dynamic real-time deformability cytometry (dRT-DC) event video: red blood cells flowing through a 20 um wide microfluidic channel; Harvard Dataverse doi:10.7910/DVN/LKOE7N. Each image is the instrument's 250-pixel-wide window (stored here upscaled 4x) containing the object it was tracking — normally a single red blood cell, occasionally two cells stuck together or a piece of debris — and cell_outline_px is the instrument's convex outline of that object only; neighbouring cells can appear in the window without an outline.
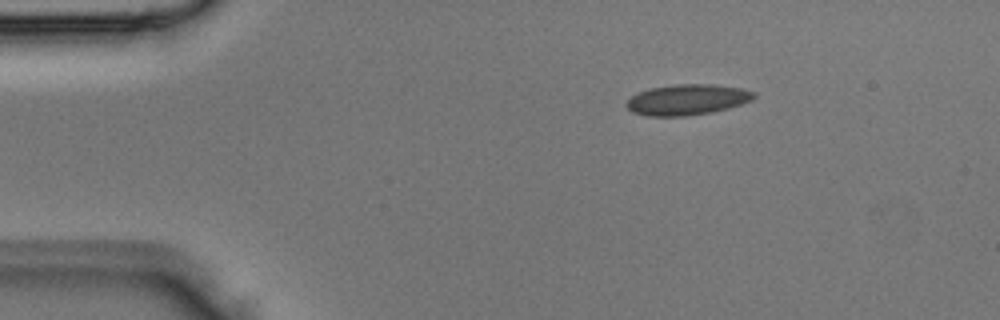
{"species": "Egyptian fruit bat (a non-hibernating species)", "species_latin": "Rousettus aegyptiacus", "temperature_condition": "room temperature", "stored_images_in_passage": 2, "camera_frame_rate_fps": 3000, "um_per_image_px": 0.085, "animal": {"sex": "male"}, "frame": {"image": 1, "passage_image": 1, "time_ms": 0.0, "image_size_px": [1000, 320], "cell_outline_px": [[756, 96], [752, 100], [728, 108], [708, 112], [684, 116], [648, 116], [632, 112], [624, 104], [632, 96], [640, 92], [652, 88], [676, 84], [712, 84], [740, 88], [756, 92]], "centroid_in_image_um": [58.41, 8.47], "position_along_channel_um": 26.6, "area_um2": 22.54}}